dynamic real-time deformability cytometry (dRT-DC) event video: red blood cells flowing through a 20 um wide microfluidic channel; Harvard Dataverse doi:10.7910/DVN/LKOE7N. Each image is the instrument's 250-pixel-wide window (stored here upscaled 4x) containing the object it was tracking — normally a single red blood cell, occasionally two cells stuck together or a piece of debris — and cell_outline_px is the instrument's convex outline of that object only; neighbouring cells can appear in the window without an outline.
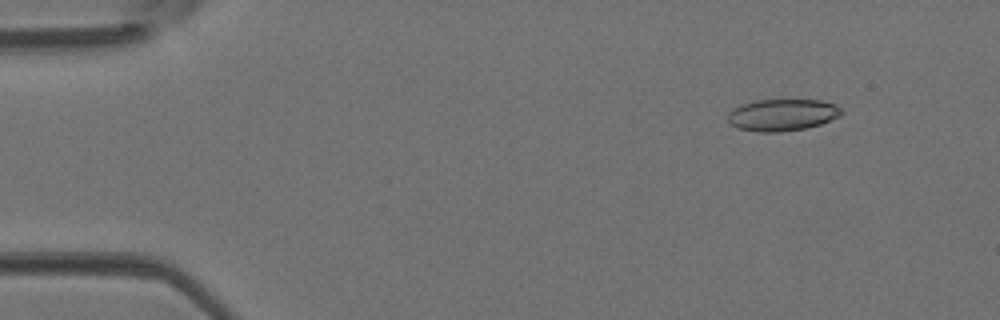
{"species": "Egyptian fruit bat (a non-hibernating species)", "species_latin": "Rousettus aegyptiacus", "temperature_condition": "room temperature", "stored_images_in_passage": 42, "camera_frame_rate_fps": 3000, "um_per_image_px": 0.085, "animal": {"sex": "female"}, "frame": {"image": 1, "passage_image": 5, "time_ms": 1.333, "image_size_px": [1000, 320], "cell_outline_px": [[844, 112], [840, 116], [820, 124], [804, 128], [780, 132], [756, 132], [736, 128], [728, 120], [728, 112], [732, 108], [740, 104], [752, 100], [820, 100], [836, 104]], "centroid_in_image_um": [66.47, 9.76], "position_along_channel_um": 18.5, "area_um2": 21.27}}
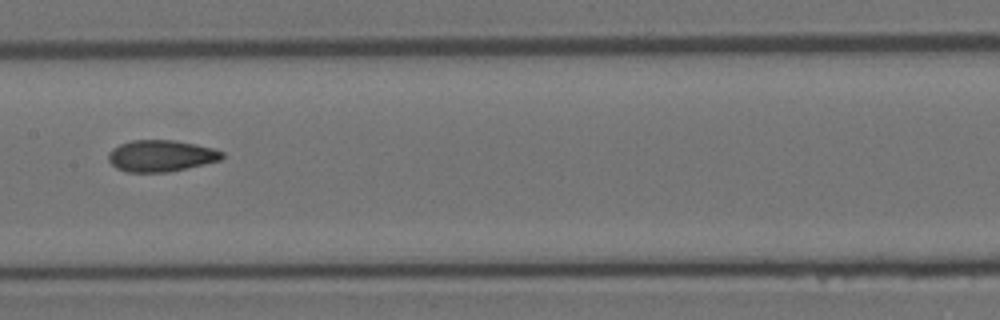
{"frame": {"image": 2, "passage_image": 22, "time_ms": 7.0, "image_size_px": [1000, 320], "cell_outline_px": [[224, 156], [220, 160], [168, 172], [128, 172], [116, 168], [108, 160], [108, 152], [112, 148], [120, 144], [132, 140], [176, 140], [196, 144], [212, 148], [224, 152]], "centroid_in_image_um": [13.66, 13.24], "position_along_channel_um": 193.7, "area_um2": 20.87}}
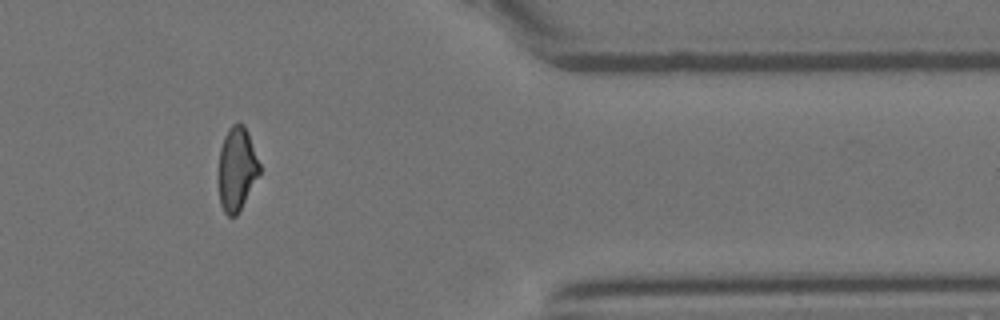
{"frame": {"image": 3, "passage_image": 36, "time_ms": 11.667, "image_size_px": [1000, 320], "cell_outline_px": [[260, 172], [236, 216], [228, 216], [224, 212], [220, 204], [220, 148], [224, 136], [228, 128], [232, 124], [244, 124], [248, 132], [260, 164]], "centroid_in_image_um": [20.14, 14.33], "position_along_channel_um": 391.3, "area_um2": 19.48}}